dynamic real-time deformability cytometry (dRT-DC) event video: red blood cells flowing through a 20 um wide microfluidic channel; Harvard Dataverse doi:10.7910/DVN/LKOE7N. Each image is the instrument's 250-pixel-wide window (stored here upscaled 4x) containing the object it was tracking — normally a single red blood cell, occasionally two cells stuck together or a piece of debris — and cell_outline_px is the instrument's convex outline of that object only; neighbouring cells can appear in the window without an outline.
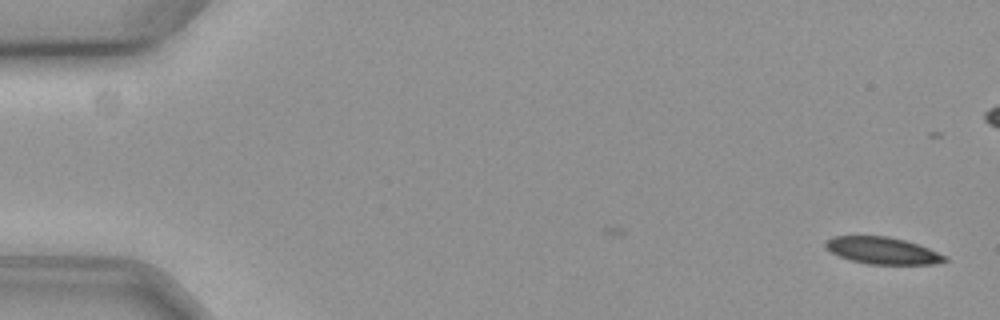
{"species": "common noctule bat (a hibernating species)", "species_latin": "Nyctalus noctula", "temperature_condition": "cold", "stored_images_in_passage": 50, "camera_frame_rate_fps": 3000, "um_per_image_px": 0.085, "animal": {"sex": "female", "body_mass_g": 19.3, "forearm_length_mm": 54.1}, "frame": {"image": 1, "passage_image": 1, "time_ms": 0.0, "image_size_px": [1000, 320], "cell_outline_px": [[948, 260], [936, 264], [868, 264], [848, 260], [824, 248], [824, 240], [832, 236], [888, 236], [904, 240], [928, 248], [948, 256]], "centroid_in_image_um": [74.98, 21.3], "position_along_channel_um": 10.0, "area_um2": 18.84}}
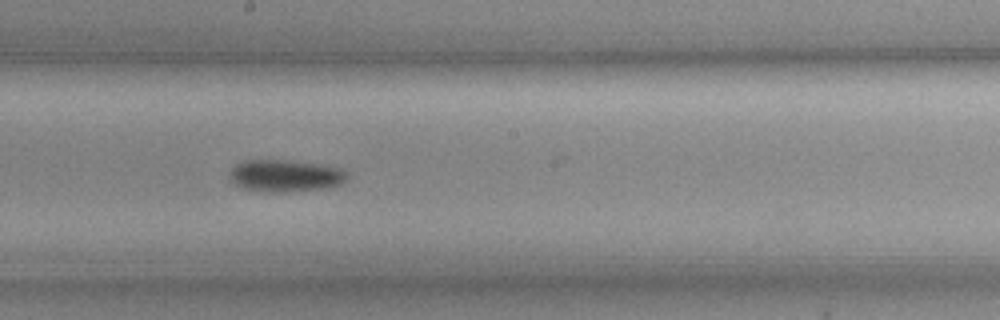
{"frame": {"image": 2, "passage_image": 32, "time_ms": 10.333, "image_size_px": [1000, 320], "cell_outline_px": [[348, 180], [340, 184], [328, 188], [288, 192], [268, 192], [240, 188], [228, 176], [232, 168], [236, 164], [244, 160], [288, 160], [316, 164], [340, 168], [348, 172]], "centroid_in_image_um": [24.26, 14.95], "position_along_channel_um": 223.9, "area_um2": 22.14}}
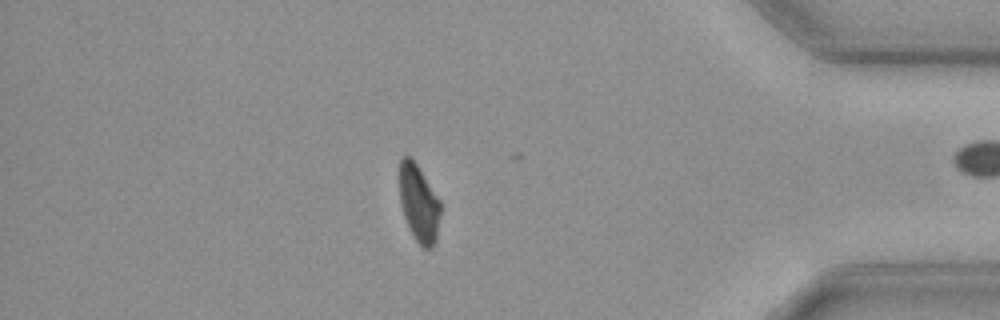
{"frame": {"image": 3, "passage_image": 50, "time_ms": 16.333, "image_size_px": [1000, 320], "cell_outline_px": [[440, 212], [436, 240], [428, 248], [424, 248], [416, 240], [404, 216], [400, 200], [400, 160], [404, 156], [408, 156], [416, 164], [440, 200]], "centroid_in_image_um": [35.6, 17.27], "position_along_channel_um": 399.6, "area_um2": 17.8}, "authors_computed_cell_mechanics": {"area_um2": 20.7502, "velocity_mm_per_s": 3.548, "shape_relaxation_time_tau1_ms": 2.5557, "shape_relaxation_time_tau2_ms": null, "deformation_change_tau1": 0.1039, "deformation_change_tau2": null}}